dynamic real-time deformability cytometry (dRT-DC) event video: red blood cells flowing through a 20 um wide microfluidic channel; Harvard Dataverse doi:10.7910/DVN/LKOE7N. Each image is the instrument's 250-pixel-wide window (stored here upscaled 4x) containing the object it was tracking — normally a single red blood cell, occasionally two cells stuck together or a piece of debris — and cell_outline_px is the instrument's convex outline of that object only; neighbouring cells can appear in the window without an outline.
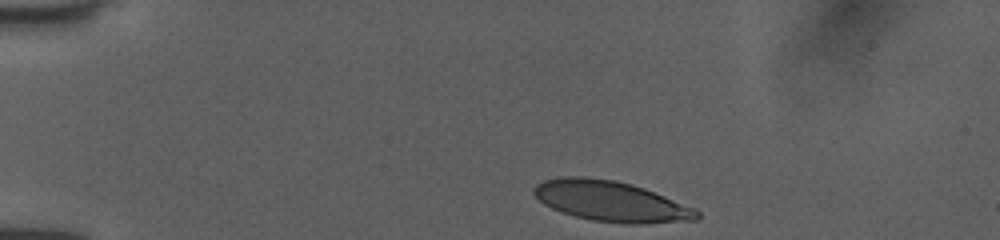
{"species": "human", "species_latin": "Homo sapiens", "temperature_condition": "room temperature", "stored_images_in_passage": 36, "camera_frame_rate_fps": 3000, "um_per_image_px": 0.085, "donor": {"sex": "female"}, "frame": {"image": 1, "passage_image": 1, "time_ms": 0.0, "image_size_px": [1000, 240], "cell_outline_px": [[700, 220], [640, 224], [624, 224], [592, 220], [576, 216], [552, 208], [544, 204], [532, 192], [532, 188], [536, 184], [544, 180], [564, 176], [584, 176], [616, 180], [632, 184], [644, 188], [696, 208], [700, 212]], "centroid_in_image_um": [51.97, 17.1], "position_along_channel_um": 33.0, "area_um2": 38.67}}
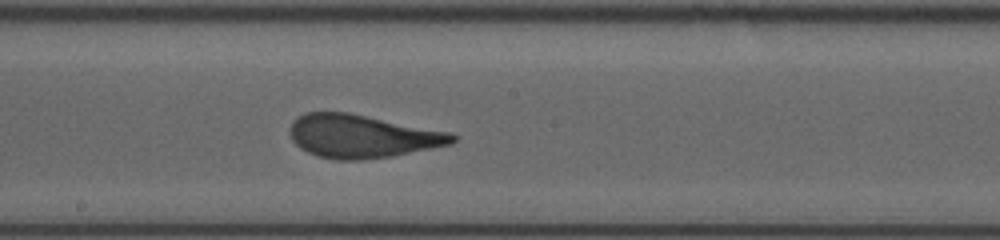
{"frame": {"image": 2, "passage_image": 20, "time_ms": 6.333, "image_size_px": [1000, 240], "cell_outline_px": [[456, 140], [452, 144], [392, 156], [360, 160], [332, 160], [316, 156], [300, 148], [292, 140], [292, 124], [300, 116], [308, 112], [348, 112], [448, 132], [456, 136]], "centroid_in_image_um": [30.78, 11.6], "position_along_channel_um": 217.4, "area_um2": 40.4}}
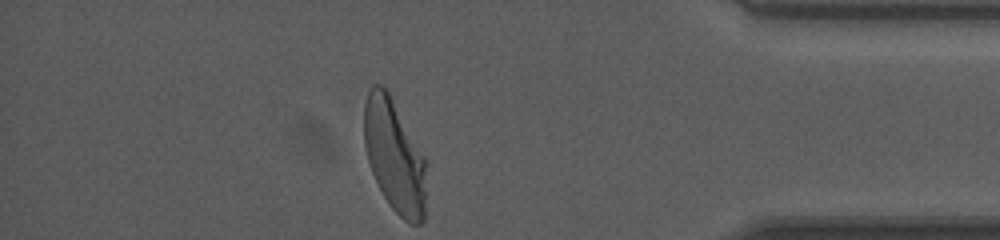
{"frame": {"image": 3, "passage_image": 36, "time_ms": 11.667, "image_size_px": [1000, 240], "cell_outline_px": [[424, 220], [420, 224], [408, 224], [388, 204], [372, 172], [368, 160], [364, 144], [364, 104], [368, 92], [372, 84], [380, 84], [388, 92], [424, 156]], "centroid_in_image_um": [33.49, 13.26], "position_along_channel_um": 401.7, "area_um2": 40.11}, "authors_computed_cell_mechanics": {"area_um2": 40.46, "velocity_mm_per_s": 4.0109, "shape_relaxation_time_tau1_ms": 3.6305, "shape_relaxation_time_tau2_ms": 0.9139, "deformation_change_tau1": 0.2068, "deformation_change_tau2": 0.0582}}